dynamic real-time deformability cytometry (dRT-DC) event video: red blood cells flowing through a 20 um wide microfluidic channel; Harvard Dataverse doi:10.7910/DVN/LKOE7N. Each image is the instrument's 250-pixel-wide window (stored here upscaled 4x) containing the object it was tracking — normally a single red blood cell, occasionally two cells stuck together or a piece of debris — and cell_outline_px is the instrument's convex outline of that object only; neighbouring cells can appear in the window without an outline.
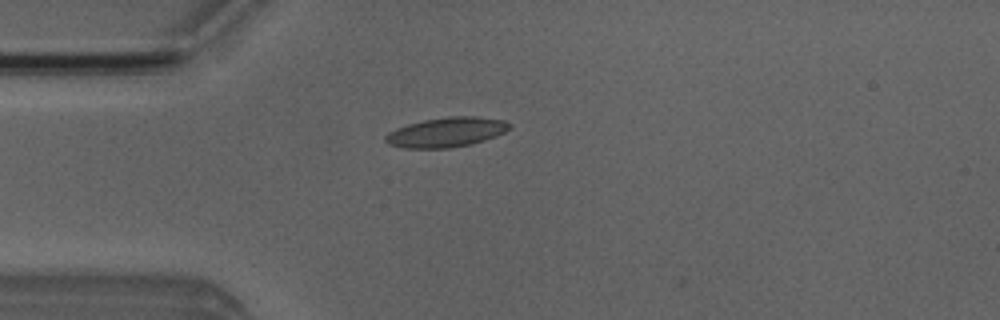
{"species": "Egyptian fruit bat (a non-hibernating species)", "species_latin": "Rousettus aegyptiacus", "temperature_condition": "room temperature", "stored_images_in_passage": 3, "camera_frame_rate_fps": 3000, "um_per_image_px": 0.085, "animal": {"sex": "male"}, "frame": {"image": 1, "passage_image": 1, "time_ms": 0.0, "image_size_px": [1000, 320], "cell_outline_px": [[512, 128], [496, 136], [472, 144], [452, 148], [404, 148], [388, 144], [384, 140], [384, 136], [388, 132], [396, 128], [408, 124], [424, 120], [448, 116], [476, 116], [504, 120], [512, 124]], "centroid_in_image_um": [37.95, 11.24], "position_along_channel_um": 47.0, "area_um2": 21.68}}